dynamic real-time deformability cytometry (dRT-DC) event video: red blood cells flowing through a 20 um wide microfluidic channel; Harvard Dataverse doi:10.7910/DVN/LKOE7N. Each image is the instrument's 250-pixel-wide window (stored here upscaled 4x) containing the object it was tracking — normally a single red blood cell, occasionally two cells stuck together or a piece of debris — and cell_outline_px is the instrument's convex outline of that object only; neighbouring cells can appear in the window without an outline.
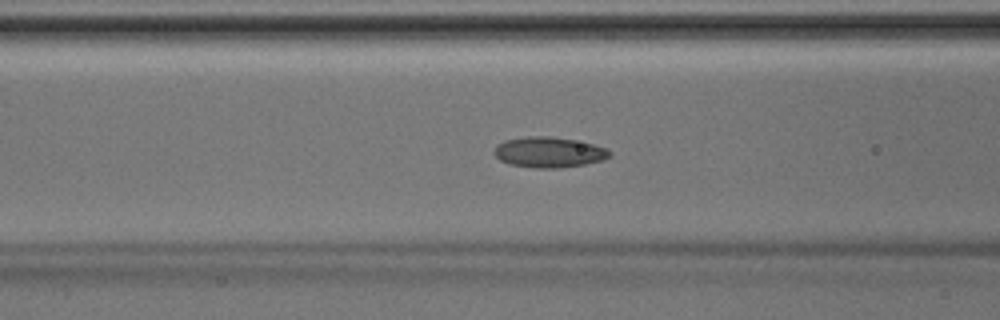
{"species": "Egyptian fruit bat (a non-hibernating species)", "species_latin": "Rousettus aegyptiacus", "temperature_condition": "room temperature", "stored_images_in_passage": 44, "camera_frame_rate_fps": 3000, "um_per_image_px": 0.085, "animal": {"sex": "male"}, "frame": {"image": 1, "passage_image": 17, "time_ms": 5.333, "image_size_px": [1000, 320], "cell_outline_px": [[612, 152], [604, 160], [584, 164], [560, 168], [536, 168], [508, 164], [500, 160], [492, 152], [496, 144], [504, 140], [528, 136], [552, 136], [592, 144], [608, 148]], "centroid_in_image_um": [46.62, 12.94], "position_along_channel_um": 120.0, "area_um2": 20.63}}
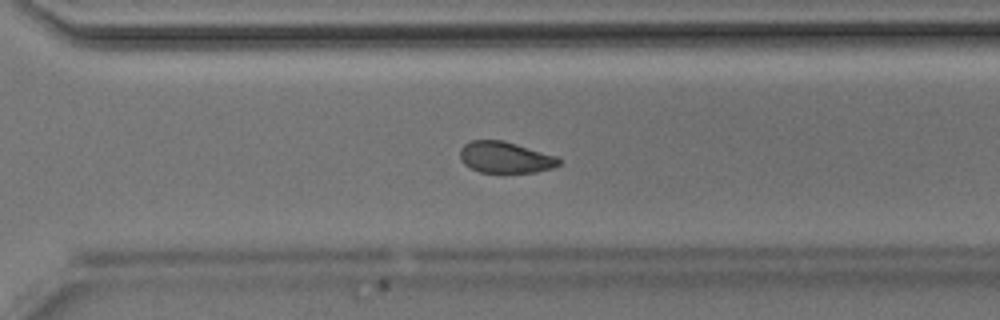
{"frame": {"image": 2, "passage_image": 31, "time_ms": 10.0, "image_size_px": [1000, 320], "cell_outline_px": [[560, 164], [552, 168], [536, 172], [480, 172], [464, 164], [460, 160], [460, 148], [464, 144], [472, 140], [500, 140], [516, 144], [556, 156], [560, 160]], "centroid_in_image_um": [42.92, 13.37], "position_along_channel_um": 327.7, "area_um2": 17.86}}
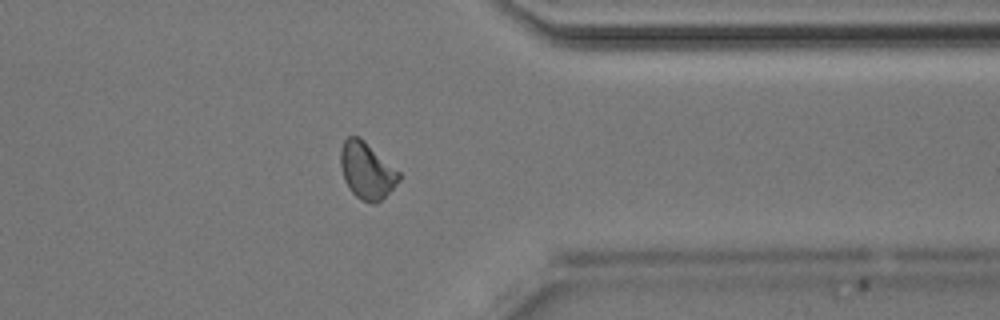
{"frame": {"image": 3, "passage_image": 35, "time_ms": 11.333, "image_size_px": [1000, 320], "cell_outline_px": [[400, 180], [376, 204], [372, 204], [360, 200], [352, 192], [344, 180], [340, 164], [340, 148], [344, 140], [348, 136], [356, 136], [400, 172]], "centroid_in_image_um": [31.14, 14.54], "position_along_channel_um": 380.3, "area_um2": 18.79}}